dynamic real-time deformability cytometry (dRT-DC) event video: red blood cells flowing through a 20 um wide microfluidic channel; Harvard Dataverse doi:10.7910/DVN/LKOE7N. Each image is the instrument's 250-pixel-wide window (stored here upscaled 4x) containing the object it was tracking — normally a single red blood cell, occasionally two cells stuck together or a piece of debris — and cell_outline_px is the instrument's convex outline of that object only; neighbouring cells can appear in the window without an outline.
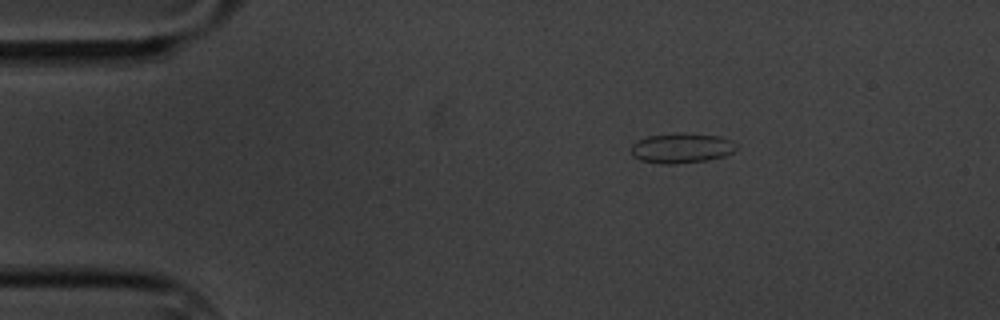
{"species": "common noctule bat (a hibernating species)", "species_latin": "Nyctalus noctula", "temperature_condition": "cold", "stored_images_in_passage": 3, "camera_frame_rate_fps": 3000, "um_per_image_px": 0.085, "animal": {"sex": "male", "body_mass_g": 20.1, "forearm_length_mm": 53.5}, "frame": {"image": 1, "passage_image": 1, "time_ms": 0.0, "image_size_px": [1000, 320], "cell_outline_px": [[736, 148], [732, 152], [724, 156], [708, 160], [676, 164], [660, 164], [640, 160], [632, 156], [632, 144], [648, 136], [676, 132], [680, 132], [720, 136], [732, 140], [736, 144]], "centroid_in_image_um": [57.94, 12.58], "position_along_channel_um": 27.1, "area_um2": 18.55}}